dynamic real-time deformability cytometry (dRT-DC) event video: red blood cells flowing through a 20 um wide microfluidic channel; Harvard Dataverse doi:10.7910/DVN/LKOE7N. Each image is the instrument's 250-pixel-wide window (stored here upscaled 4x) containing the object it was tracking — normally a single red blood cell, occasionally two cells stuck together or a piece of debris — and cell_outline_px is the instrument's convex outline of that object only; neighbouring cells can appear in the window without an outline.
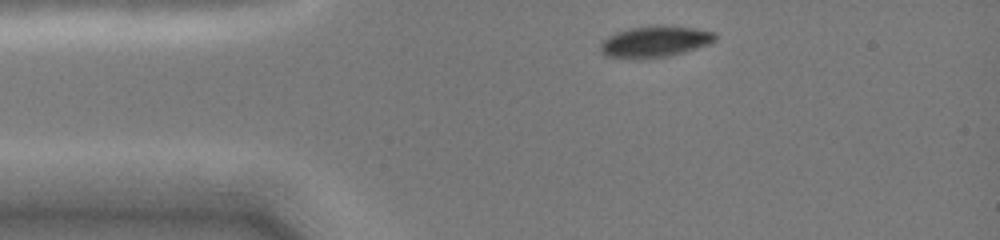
{"species": "common noctule bat (a hibernating species)", "species_latin": "Nyctalus noctula", "temperature_condition": "cold", "stored_images_in_passage": 9, "camera_frame_rate_fps": 3000, "um_per_image_px": 0.085, "animal": {"sex": "female", "body_mass_g": 19.0, "forearm_length_mm": 51.5}, "frame": {"image": 1, "passage_image": 1, "time_ms": 0.0, "image_size_px": [1000, 240], "cell_outline_px": [[716, 40], [708, 44], [684, 52], [668, 56], [640, 60], [604, 56], [600, 52], [600, 44], [608, 36], [616, 32], [632, 28], [660, 24], [692, 28], [712, 32], [716, 36]], "centroid_in_image_um": [55.61, 3.55], "position_along_channel_um": 29.4, "area_um2": 21.04}}
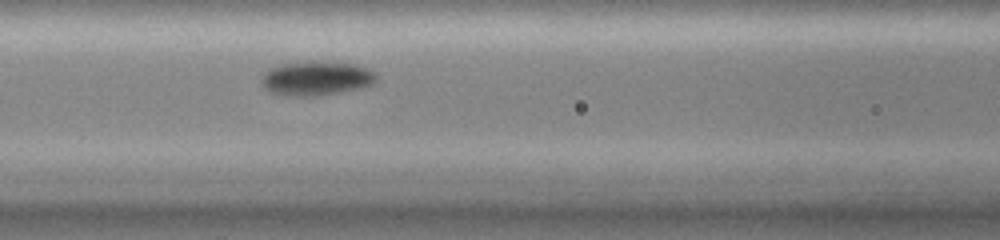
{"frame": {"image": 2, "passage_image": 6, "time_ms": 3.667, "image_size_px": [1000, 240], "cell_outline_px": [[376, 80], [372, 84], [360, 88], [320, 96], [284, 96], [272, 92], [264, 88], [260, 80], [272, 68], [284, 64], [312, 60], [324, 60], [356, 64], [368, 68], [376, 76]], "centroid_in_image_um": [26.91, 6.65], "position_along_channel_um": 139.7, "area_um2": 23.06}}
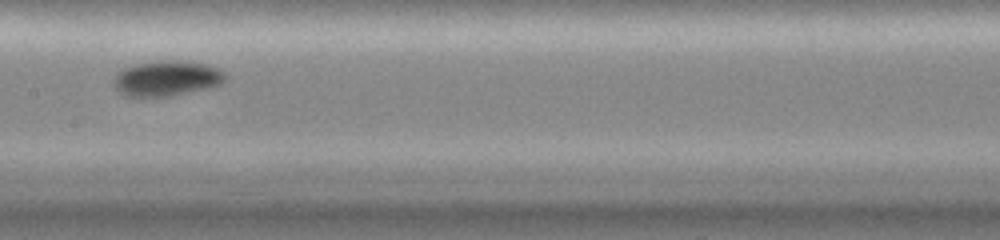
{"frame": {"image": 3, "passage_image": 8, "time_ms": 5.0, "image_size_px": [1000, 240], "cell_outline_px": [[224, 80], [220, 84], [208, 88], [168, 96], [124, 96], [116, 88], [112, 80], [124, 68], [132, 64], [160, 60], [188, 60], [208, 64], [224, 72]], "centroid_in_image_um": [14.16, 6.63], "position_along_channel_um": 193.2, "area_um2": 22.95}}